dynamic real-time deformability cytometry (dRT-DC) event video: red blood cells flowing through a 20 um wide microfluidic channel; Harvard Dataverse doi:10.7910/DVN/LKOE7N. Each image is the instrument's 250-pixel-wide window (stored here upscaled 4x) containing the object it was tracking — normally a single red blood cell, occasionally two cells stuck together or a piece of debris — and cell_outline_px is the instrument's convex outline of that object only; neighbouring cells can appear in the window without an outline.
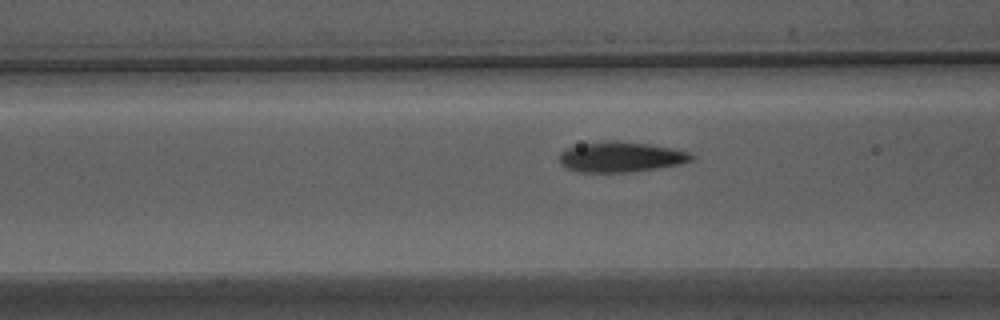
{"species": "Egyptian fruit bat (a non-hibernating species)", "species_latin": "Rousettus aegyptiacus", "temperature_condition": "warm", "stored_images_in_passage": 19, "camera_frame_rate_fps": 3000, "um_per_image_px": 0.085, "animal": {"sex": "male"}, "frame": {"image": 1, "passage_image": 16, "time_ms": 5.0, "image_size_px": [1000, 320], "cell_outline_px": [[696, 156], [692, 160], [680, 164], [656, 168], [628, 172], [576, 172], [560, 164], [560, 152], [568, 148], [584, 144], [612, 140], [616, 140], [648, 144], [672, 148], [688, 152]], "centroid_in_image_um": [52.78, 13.34], "position_along_channel_um": 113.8, "area_um2": 23.12}}